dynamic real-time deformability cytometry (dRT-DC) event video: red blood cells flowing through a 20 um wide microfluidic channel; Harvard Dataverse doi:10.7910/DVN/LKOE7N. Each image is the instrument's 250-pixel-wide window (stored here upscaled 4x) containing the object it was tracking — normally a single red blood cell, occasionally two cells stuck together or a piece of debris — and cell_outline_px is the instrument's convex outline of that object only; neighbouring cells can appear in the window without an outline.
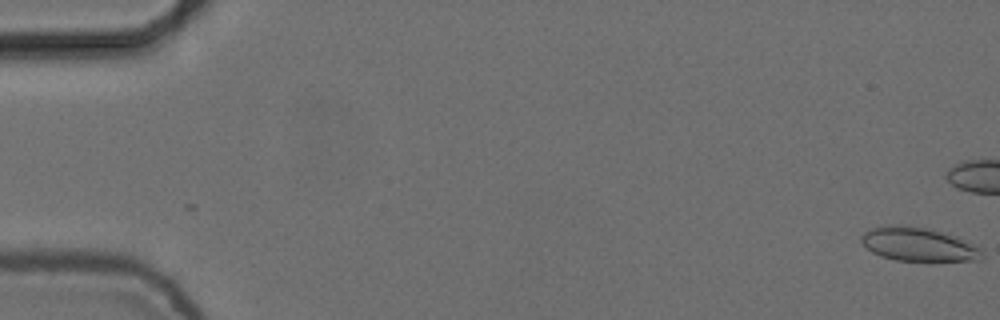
{"species": "common noctule bat (a hibernating species)", "species_latin": "Nyctalus noctula", "temperature_condition": "cold", "stored_images_in_passage": 13, "camera_frame_rate_fps": 3000, "um_per_image_px": 0.085, "animal": {"sex": "female", "body_mass_g": 24.6, "forearm_length_mm": 56.2}, "frame": {"image": 1, "passage_image": 1, "time_ms": 0.0, "image_size_px": [1000, 320], "cell_outline_px": [[984, 256], [980, 260], [896, 260], [880, 256], [872, 252], [860, 240], [860, 236], [864, 232], [872, 228], [888, 224], [900, 224], [924, 228], [956, 236], [980, 248], [984, 252]], "centroid_in_image_um": [78.04, 20.76], "position_along_channel_um": 7.0, "area_um2": 23.47}}